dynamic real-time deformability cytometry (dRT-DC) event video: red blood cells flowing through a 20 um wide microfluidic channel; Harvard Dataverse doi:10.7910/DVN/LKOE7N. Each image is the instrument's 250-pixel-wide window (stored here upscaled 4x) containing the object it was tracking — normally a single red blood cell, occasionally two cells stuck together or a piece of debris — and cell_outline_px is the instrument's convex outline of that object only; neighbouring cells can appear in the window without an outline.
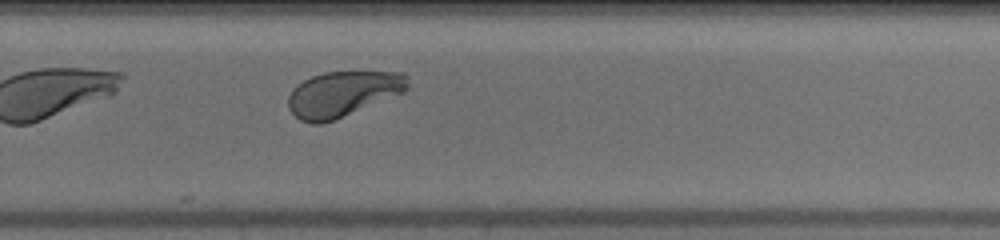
{"species": "human", "species_latin": "Homo sapiens", "temperature_condition": "warm", "stored_images_in_passage": 24, "camera_frame_rate_fps": 3000, "um_per_image_px": 0.085, "donor": {"sex": "male"}, "frame": {"image": 1, "passage_image": 17, "time_ms": 5.333, "image_size_px": [1000, 240], "cell_outline_px": [[408, 88], [404, 92], [332, 120], [320, 124], [312, 124], [300, 120], [288, 108], [288, 96], [292, 88], [296, 84], [312, 76], [324, 72], [404, 72], [408, 76]], "centroid_in_image_um": [29.11, 7.97], "position_along_channel_um": 300.7, "area_um2": 31.39}}
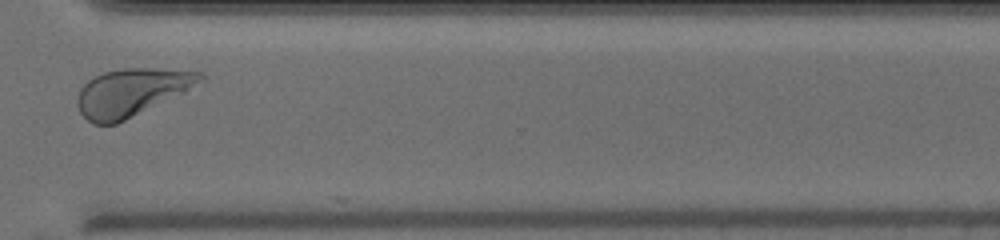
{"frame": {"image": 2, "passage_image": 21, "time_ms": 6.667, "image_size_px": [1000, 240], "cell_outline_px": [[204, 80], [184, 92], [116, 124], [92, 124], [80, 112], [76, 104], [76, 100], [80, 88], [88, 80], [104, 72], [124, 68], [152, 68], [204, 72]], "centroid_in_image_um": [11.16, 7.84], "position_along_channel_um": 359.4, "area_um2": 33.81}}